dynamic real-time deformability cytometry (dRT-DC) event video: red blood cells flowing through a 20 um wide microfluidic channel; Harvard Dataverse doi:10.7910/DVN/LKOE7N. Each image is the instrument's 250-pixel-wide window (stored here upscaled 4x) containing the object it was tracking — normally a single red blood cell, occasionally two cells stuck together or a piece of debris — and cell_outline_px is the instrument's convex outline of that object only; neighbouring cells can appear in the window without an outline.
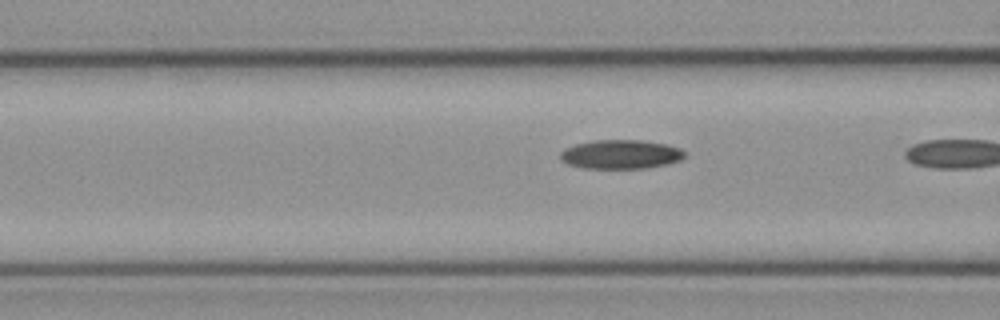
{"species": "common noctule bat (a hibernating species)", "species_latin": "Nyctalus noctula", "temperature_condition": "cold", "stored_images_in_passage": 19, "camera_frame_rate_fps": 3000, "um_per_image_px": 0.085, "animal": {"sex": "female", "body_mass_g": 21.9}, "frame": {"image": 1, "passage_image": 18, "time_ms": 5.667, "image_size_px": [1000, 320], "cell_outline_px": [[688, 156], [680, 160], [668, 164], [648, 168], [580, 168], [568, 164], [560, 160], [560, 152], [564, 148], [576, 144], [596, 140], [640, 140], [668, 144], [680, 148]], "centroid_in_image_um": [52.78, 13.12], "position_along_channel_um": 113.8, "area_um2": 21.27}}